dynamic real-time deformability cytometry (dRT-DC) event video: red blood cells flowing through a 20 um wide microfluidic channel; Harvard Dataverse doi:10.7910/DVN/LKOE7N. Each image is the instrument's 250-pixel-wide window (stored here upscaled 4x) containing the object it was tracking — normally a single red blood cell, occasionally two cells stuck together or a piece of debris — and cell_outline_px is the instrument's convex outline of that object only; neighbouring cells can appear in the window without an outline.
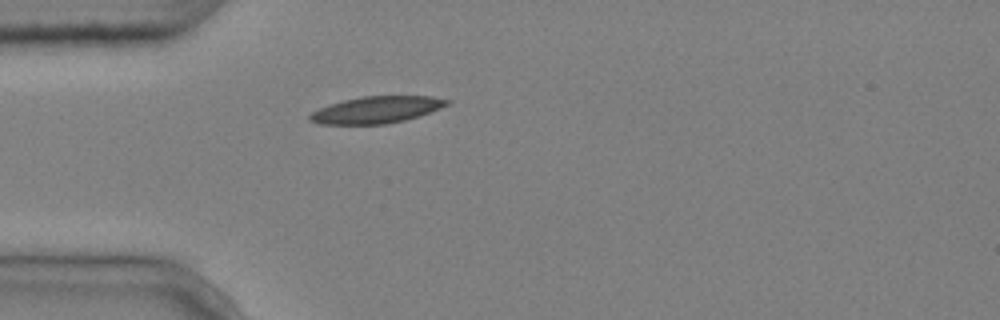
{"species": "common noctule bat (a hibernating species)", "species_latin": "Nyctalus noctula", "temperature_condition": "cold", "stored_images_in_passage": 1, "camera_frame_rate_fps": 3000, "um_per_image_px": 0.085, "animal": {"sex": "male", "body_mass_g": 20.4}, "frame": {"image": 1, "passage_image": 1, "time_ms": 0.0, "image_size_px": [1000, 320], "cell_outline_px": [[452, 100], [448, 104], [440, 108], [420, 116], [388, 124], [320, 124], [308, 120], [308, 116], [312, 112], [320, 108], [344, 100], [364, 96], [432, 96]], "centroid_in_image_um": [32.03, 9.33], "position_along_channel_um": 53.0, "area_um2": 21.33}}